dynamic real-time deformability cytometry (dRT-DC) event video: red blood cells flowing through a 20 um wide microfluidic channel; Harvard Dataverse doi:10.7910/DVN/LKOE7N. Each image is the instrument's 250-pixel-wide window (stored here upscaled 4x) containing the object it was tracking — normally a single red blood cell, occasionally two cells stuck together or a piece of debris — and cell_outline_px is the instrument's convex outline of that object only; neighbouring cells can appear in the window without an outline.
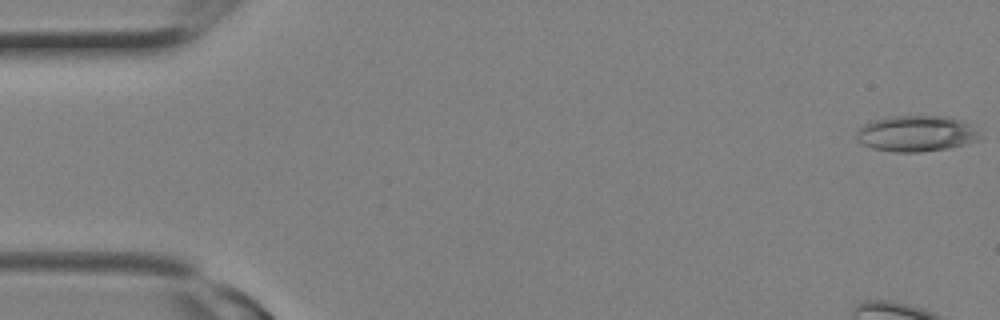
{"species": "Egyptian fruit bat (a non-hibernating species)", "species_latin": "Rousettus aegyptiacus", "temperature_condition": "room temperature", "stored_images_in_passage": 8, "camera_frame_rate_fps": 3000, "um_per_image_px": 0.085, "animal": {"sex": "female"}, "frame": {"image": 1, "passage_image": 1, "time_ms": 0.0, "image_size_px": [1000, 320], "cell_outline_px": [[984, 136], [980, 140], [948, 148], [920, 152], [896, 152], [872, 148], [856, 140], [856, 132], [864, 124], [872, 120], [892, 116], [948, 116], [960, 120], [968, 124]], "centroid_in_image_um": [77.89, 11.35], "position_along_channel_um": 7.1, "area_um2": 25.89}}